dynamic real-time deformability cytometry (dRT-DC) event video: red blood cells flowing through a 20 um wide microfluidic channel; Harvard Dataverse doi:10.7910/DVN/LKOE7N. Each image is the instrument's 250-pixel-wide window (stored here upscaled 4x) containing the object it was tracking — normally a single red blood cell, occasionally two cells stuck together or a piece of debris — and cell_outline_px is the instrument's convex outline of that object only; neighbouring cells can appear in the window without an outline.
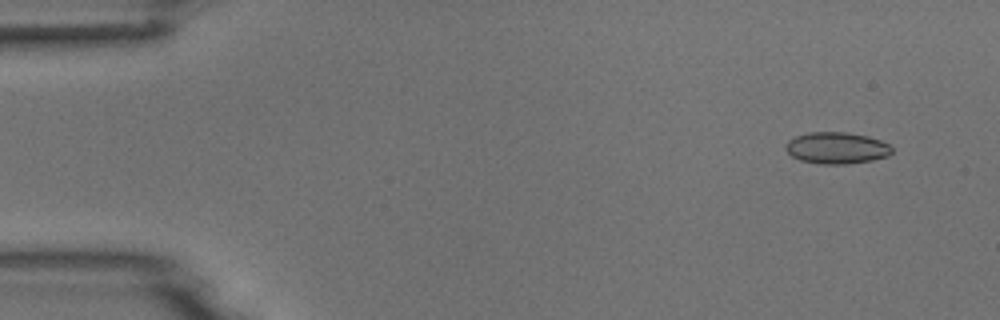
{"species": "common noctule bat (a hibernating species)", "species_latin": "Nyctalus noctula", "temperature_condition": "room temperature", "stored_images_in_passage": 13, "camera_frame_rate_fps": 3000, "um_per_image_px": 0.085, "animal": {"sex": "male", "body_mass_g": 18.8}, "frame": {"image": 1, "passage_image": 4, "time_ms": 1.0, "image_size_px": [1000, 320], "cell_outline_px": [[892, 152], [888, 156], [872, 160], [848, 164], [820, 164], [800, 160], [792, 156], [784, 148], [784, 144], [788, 140], [796, 136], [808, 132], [848, 132], [868, 136], [880, 140], [888, 144], [892, 148]], "centroid_in_image_um": [71.1, 12.57], "position_along_channel_um": 13.9, "area_um2": 19.71}}